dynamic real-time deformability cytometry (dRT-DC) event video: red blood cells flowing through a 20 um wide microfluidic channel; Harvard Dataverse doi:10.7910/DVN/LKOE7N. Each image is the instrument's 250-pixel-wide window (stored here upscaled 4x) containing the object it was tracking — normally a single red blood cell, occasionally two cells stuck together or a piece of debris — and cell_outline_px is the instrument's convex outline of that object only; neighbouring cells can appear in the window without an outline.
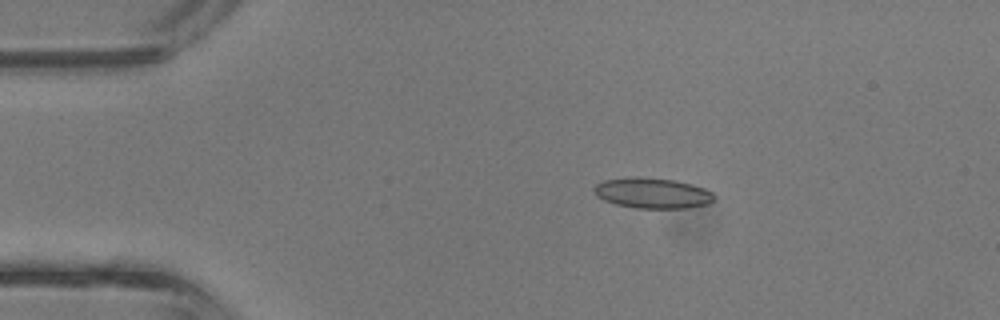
{"species": "common noctule bat (a hibernating species)", "species_latin": "Nyctalus noctula", "temperature_condition": "room temperature", "stored_images_in_passage": 2, "camera_frame_rate_fps": 3000, "um_per_image_px": 0.085, "animal": {"sex": "male", "body_mass_g": 13.3}, "frame": {"image": 1, "passage_image": 1, "time_ms": 0.0, "image_size_px": [1000, 320], "cell_outline_px": [[716, 200], [708, 204], [688, 208], [636, 208], [616, 204], [604, 200], [596, 196], [592, 188], [596, 184], [604, 180], [632, 176], [676, 180], [692, 184], [704, 188], [712, 192], [716, 196]], "centroid_in_image_um": [55.47, 16.41], "position_along_channel_um": 29.5, "area_um2": 21.62}}